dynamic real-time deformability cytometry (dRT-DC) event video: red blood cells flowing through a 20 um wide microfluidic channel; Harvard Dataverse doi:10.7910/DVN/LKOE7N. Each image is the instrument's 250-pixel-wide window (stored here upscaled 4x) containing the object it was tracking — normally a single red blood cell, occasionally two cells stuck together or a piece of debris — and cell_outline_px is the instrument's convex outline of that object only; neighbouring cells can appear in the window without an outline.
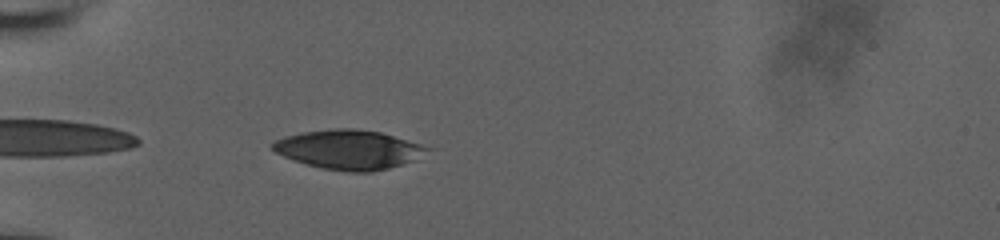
{"species": "human", "species_latin": "Homo sapiens", "temperature_condition": "room temperature", "stored_images_in_passage": 40, "segment_of_instrument_passage": [2, 2], "camera_frame_rate_fps": 3000, "um_per_image_px": 0.085, "donor": {"sex": "male"}, "frame": {"image": 1, "passage_image": 8, "time_ms": 2.333, "image_size_px": [1000, 240], "cell_outline_px": [[436, 148], [412, 160], [388, 168], [372, 172], [348, 172], [324, 168], [308, 164], [284, 156], [276, 152], [272, 148], [272, 144], [276, 140], [284, 136], [304, 132], [336, 128], [352, 128], [380, 132]], "centroid_in_image_um": [29.7, 12.7], "position_along_channel_um": 55.3, "area_um2": 35.03}}
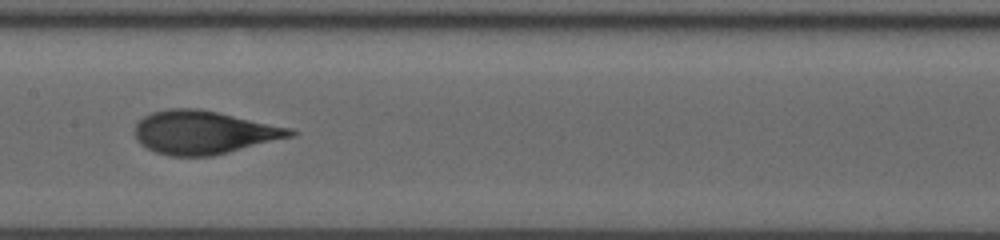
{"frame": {"image": 2, "passage_image": 16, "time_ms": 5.0, "image_size_px": [1000, 240], "cell_outline_px": [[296, 132], [292, 136], [212, 156], [168, 156], [156, 152], [140, 144], [136, 140], [136, 124], [144, 116], [152, 112], [168, 108], [196, 108], [216, 112], [292, 128]], "centroid_in_image_um": [17.28, 11.25], "position_along_channel_um": 190.1, "area_um2": 38.78}}
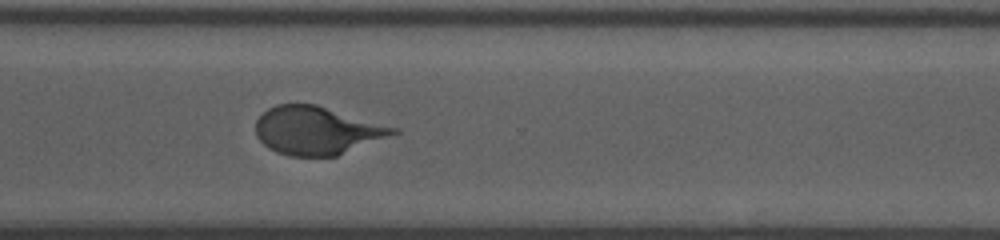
{"frame": {"image": 3, "passage_image": 27, "time_ms": 8.667, "image_size_px": [1000, 240], "cell_outline_px": [[400, 132], [336, 156], [288, 156], [276, 152], [268, 148], [256, 136], [256, 120], [268, 108], [276, 104], [316, 104], [400, 128]], "centroid_in_image_um": [26.94, 11.09], "position_along_channel_um": 343.7, "area_um2": 38.55}}